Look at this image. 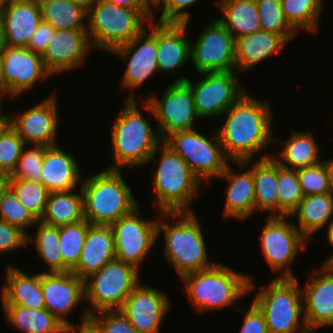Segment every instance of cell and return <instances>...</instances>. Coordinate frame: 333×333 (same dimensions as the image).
<instances>
[{
    "label": "cell",
    "mask_w": 333,
    "mask_h": 333,
    "mask_svg": "<svg viewBox=\"0 0 333 333\" xmlns=\"http://www.w3.org/2000/svg\"><path fill=\"white\" fill-rule=\"evenodd\" d=\"M329 193L333 196V159L329 160Z\"/></svg>",
    "instance_id": "obj_56"
},
{
    "label": "cell",
    "mask_w": 333,
    "mask_h": 333,
    "mask_svg": "<svg viewBox=\"0 0 333 333\" xmlns=\"http://www.w3.org/2000/svg\"><path fill=\"white\" fill-rule=\"evenodd\" d=\"M288 218L290 217L268 216L260 235L266 263L275 273L281 272L277 278H295L290 264L294 262L298 252H303L308 247L309 240Z\"/></svg>",
    "instance_id": "obj_12"
},
{
    "label": "cell",
    "mask_w": 333,
    "mask_h": 333,
    "mask_svg": "<svg viewBox=\"0 0 333 333\" xmlns=\"http://www.w3.org/2000/svg\"><path fill=\"white\" fill-rule=\"evenodd\" d=\"M6 282L1 287L2 305H18L31 309H44L45 301L40 284V273L29 275L9 264Z\"/></svg>",
    "instance_id": "obj_28"
},
{
    "label": "cell",
    "mask_w": 333,
    "mask_h": 333,
    "mask_svg": "<svg viewBox=\"0 0 333 333\" xmlns=\"http://www.w3.org/2000/svg\"><path fill=\"white\" fill-rule=\"evenodd\" d=\"M70 191L50 192L40 222L60 227L78 223L84 218L83 194Z\"/></svg>",
    "instance_id": "obj_35"
},
{
    "label": "cell",
    "mask_w": 333,
    "mask_h": 333,
    "mask_svg": "<svg viewBox=\"0 0 333 333\" xmlns=\"http://www.w3.org/2000/svg\"><path fill=\"white\" fill-rule=\"evenodd\" d=\"M27 245V235L19 228L0 220V254L19 250Z\"/></svg>",
    "instance_id": "obj_49"
},
{
    "label": "cell",
    "mask_w": 333,
    "mask_h": 333,
    "mask_svg": "<svg viewBox=\"0 0 333 333\" xmlns=\"http://www.w3.org/2000/svg\"><path fill=\"white\" fill-rule=\"evenodd\" d=\"M82 312L80 327L78 328L74 323L66 327L65 333H102L99 327L89 318L90 315L86 311V308Z\"/></svg>",
    "instance_id": "obj_53"
},
{
    "label": "cell",
    "mask_w": 333,
    "mask_h": 333,
    "mask_svg": "<svg viewBox=\"0 0 333 333\" xmlns=\"http://www.w3.org/2000/svg\"><path fill=\"white\" fill-rule=\"evenodd\" d=\"M137 104L136 100H127L122 111L116 113L110 128L113 160L107 169L141 168L163 142Z\"/></svg>",
    "instance_id": "obj_4"
},
{
    "label": "cell",
    "mask_w": 333,
    "mask_h": 333,
    "mask_svg": "<svg viewBox=\"0 0 333 333\" xmlns=\"http://www.w3.org/2000/svg\"><path fill=\"white\" fill-rule=\"evenodd\" d=\"M285 19L299 30L317 33L324 0H280Z\"/></svg>",
    "instance_id": "obj_38"
},
{
    "label": "cell",
    "mask_w": 333,
    "mask_h": 333,
    "mask_svg": "<svg viewBox=\"0 0 333 333\" xmlns=\"http://www.w3.org/2000/svg\"><path fill=\"white\" fill-rule=\"evenodd\" d=\"M283 148L273 158L282 166L290 169H300L321 162L320 148L315 137L306 132L293 131L287 140L280 144Z\"/></svg>",
    "instance_id": "obj_33"
},
{
    "label": "cell",
    "mask_w": 333,
    "mask_h": 333,
    "mask_svg": "<svg viewBox=\"0 0 333 333\" xmlns=\"http://www.w3.org/2000/svg\"><path fill=\"white\" fill-rule=\"evenodd\" d=\"M7 119H8V114L2 113V103H0V128H2L8 122Z\"/></svg>",
    "instance_id": "obj_59"
},
{
    "label": "cell",
    "mask_w": 333,
    "mask_h": 333,
    "mask_svg": "<svg viewBox=\"0 0 333 333\" xmlns=\"http://www.w3.org/2000/svg\"><path fill=\"white\" fill-rule=\"evenodd\" d=\"M192 43L190 61L197 73L236 71L235 39L218 18Z\"/></svg>",
    "instance_id": "obj_16"
},
{
    "label": "cell",
    "mask_w": 333,
    "mask_h": 333,
    "mask_svg": "<svg viewBox=\"0 0 333 333\" xmlns=\"http://www.w3.org/2000/svg\"><path fill=\"white\" fill-rule=\"evenodd\" d=\"M10 0H0V11Z\"/></svg>",
    "instance_id": "obj_61"
},
{
    "label": "cell",
    "mask_w": 333,
    "mask_h": 333,
    "mask_svg": "<svg viewBox=\"0 0 333 333\" xmlns=\"http://www.w3.org/2000/svg\"><path fill=\"white\" fill-rule=\"evenodd\" d=\"M54 32L55 29L49 23L42 20L26 48L42 55L46 50L49 40L53 37Z\"/></svg>",
    "instance_id": "obj_51"
},
{
    "label": "cell",
    "mask_w": 333,
    "mask_h": 333,
    "mask_svg": "<svg viewBox=\"0 0 333 333\" xmlns=\"http://www.w3.org/2000/svg\"><path fill=\"white\" fill-rule=\"evenodd\" d=\"M238 311L244 316L239 333H268L265 317L253 302L248 310L240 307Z\"/></svg>",
    "instance_id": "obj_50"
},
{
    "label": "cell",
    "mask_w": 333,
    "mask_h": 333,
    "mask_svg": "<svg viewBox=\"0 0 333 333\" xmlns=\"http://www.w3.org/2000/svg\"><path fill=\"white\" fill-rule=\"evenodd\" d=\"M197 1L198 0H153L154 11L155 9L160 10V6L162 10L161 16H159L157 22H189L190 12L186 9L197 3Z\"/></svg>",
    "instance_id": "obj_48"
},
{
    "label": "cell",
    "mask_w": 333,
    "mask_h": 333,
    "mask_svg": "<svg viewBox=\"0 0 333 333\" xmlns=\"http://www.w3.org/2000/svg\"><path fill=\"white\" fill-rule=\"evenodd\" d=\"M209 137L197 129L176 131L167 135L163 143L178 154L200 180L211 183L218 178L229 164L217 130Z\"/></svg>",
    "instance_id": "obj_9"
},
{
    "label": "cell",
    "mask_w": 333,
    "mask_h": 333,
    "mask_svg": "<svg viewBox=\"0 0 333 333\" xmlns=\"http://www.w3.org/2000/svg\"><path fill=\"white\" fill-rule=\"evenodd\" d=\"M252 302L265 317L268 333H308L302 288L295 278H272L261 286ZM301 318V319H300Z\"/></svg>",
    "instance_id": "obj_7"
},
{
    "label": "cell",
    "mask_w": 333,
    "mask_h": 333,
    "mask_svg": "<svg viewBox=\"0 0 333 333\" xmlns=\"http://www.w3.org/2000/svg\"><path fill=\"white\" fill-rule=\"evenodd\" d=\"M186 23L157 22V63L159 72H176L190 60L191 43L185 38Z\"/></svg>",
    "instance_id": "obj_24"
},
{
    "label": "cell",
    "mask_w": 333,
    "mask_h": 333,
    "mask_svg": "<svg viewBox=\"0 0 333 333\" xmlns=\"http://www.w3.org/2000/svg\"><path fill=\"white\" fill-rule=\"evenodd\" d=\"M28 147V148H27ZM25 146L16 168L7 178L23 179L42 183V163L45 155L44 146ZM27 148V149H26Z\"/></svg>",
    "instance_id": "obj_46"
},
{
    "label": "cell",
    "mask_w": 333,
    "mask_h": 333,
    "mask_svg": "<svg viewBox=\"0 0 333 333\" xmlns=\"http://www.w3.org/2000/svg\"><path fill=\"white\" fill-rule=\"evenodd\" d=\"M216 5L224 14L218 20L234 39L262 30L256 0H217Z\"/></svg>",
    "instance_id": "obj_32"
},
{
    "label": "cell",
    "mask_w": 333,
    "mask_h": 333,
    "mask_svg": "<svg viewBox=\"0 0 333 333\" xmlns=\"http://www.w3.org/2000/svg\"><path fill=\"white\" fill-rule=\"evenodd\" d=\"M302 289L304 319L310 331L333 326V268L321 264Z\"/></svg>",
    "instance_id": "obj_22"
},
{
    "label": "cell",
    "mask_w": 333,
    "mask_h": 333,
    "mask_svg": "<svg viewBox=\"0 0 333 333\" xmlns=\"http://www.w3.org/2000/svg\"><path fill=\"white\" fill-rule=\"evenodd\" d=\"M8 325L24 333H65L66 327L46 308L2 305Z\"/></svg>",
    "instance_id": "obj_34"
},
{
    "label": "cell",
    "mask_w": 333,
    "mask_h": 333,
    "mask_svg": "<svg viewBox=\"0 0 333 333\" xmlns=\"http://www.w3.org/2000/svg\"><path fill=\"white\" fill-rule=\"evenodd\" d=\"M89 225L90 223L85 219L59 227L63 272L72 271L77 266Z\"/></svg>",
    "instance_id": "obj_39"
},
{
    "label": "cell",
    "mask_w": 333,
    "mask_h": 333,
    "mask_svg": "<svg viewBox=\"0 0 333 333\" xmlns=\"http://www.w3.org/2000/svg\"><path fill=\"white\" fill-rule=\"evenodd\" d=\"M57 95L53 93L42 102L22 112H8L7 121L18 132L24 144L31 146L52 147L58 145Z\"/></svg>",
    "instance_id": "obj_17"
},
{
    "label": "cell",
    "mask_w": 333,
    "mask_h": 333,
    "mask_svg": "<svg viewBox=\"0 0 333 333\" xmlns=\"http://www.w3.org/2000/svg\"><path fill=\"white\" fill-rule=\"evenodd\" d=\"M79 163L60 145L45 147L41 175L42 184L50 192L74 191L82 183Z\"/></svg>",
    "instance_id": "obj_25"
},
{
    "label": "cell",
    "mask_w": 333,
    "mask_h": 333,
    "mask_svg": "<svg viewBox=\"0 0 333 333\" xmlns=\"http://www.w3.org/2000/svg\"><path fill=\"white\" fill-rule=\"evenodd\" d=\"M88 10L96 0H67Z\"/></svg>",
    "instance_id": "obj_55"
},
{
    "label": "cell",
    "mask_w": 333,
    "mask_h": 333,
    "mask_svg": "<svg viewBox=\"0 0 333 333\" xmlns=\"http://www.w3.org/2000/svg\"><path fill=\"white\" fill-rule=\"evenodd\" d=\"M3 56L0 51V93H2Z\"/></svg>",
    "instance_id": "obj_60"
},
{
    "label": "cell",
    "mask_w": 333,
    "mask_h": 333,
    "mask_svg": "<svg viewBox=\"0 0 333 333\" xmlns=\"http://www.w3.org/2000/svg\"><path fill=\"white\" fill-rule=\"evenodd\" d=\"M272 112L268 100L262 102L246 92L223 114L227 117L217 133L231 162L253 160L270 144L276 143L272 135Z\"/></svg>",
    "instance_id": "obj_1"
},
{
    "label": "cell",
    "mask_w": 333,
    "mask_h": 333,
    "mask_svg": "<svg viewBox=\"0 0 333 333\" xmlns=\"http://www.w3.org/2000/svg\"><path fill=\"white\" fill-rule=\"evenodd\" d=\"M297 174L303 196L329 192V159L297 169Z\"/></svg>",
    "instance_id": "obj_45"
},
{
    "label": "cell",
    "mask_w": 333,
    "mask_h": 333,
    "mask_svg": "<svg viewBox=\"0 0 333 333\" xmlns=\"http://www.w3.org/2000/svg\"><path fill=\"white\" fill-rule=\"evenodd\" d=\"M181 280L192 308L199 312L225 307L238 310V301L256 289L252 276L236 272L220 262L208 269L184 275Z\"/></svg>",
    "instance_id": "obj_3"
},
{
    "label": "cell",
    "mask_w": 333,
    "mask_h": 333,
    "mask_svg": "<svg viewBox=\"0 0 333 333\" xmlns=\"http://www.w3.org/2000/svg\"><path fill=\"white\" fill-rule=\"evenodd\" d=\"M115 258L114 235L111 227L90 224L78 264L72 272L84 280Z\"/></svg>",
    "instance_id": "obj_27"
},
{
    "label": "cell",
    "mask_w": 333,
    "mask_h": 333,
    "mask_svg": "<svg viewBox=\"0 0 333 333\" xmlns=\"http://www.w3.org/2000/svg\"><path fill=\"white\" fill-rule=\"evenodd\" d=\"M139 274V270L134 266L115 258L98 272L85 278L84 301L91 306L86 308L88 314L119 310L140 283Z\"/></svg>",
    "instance_id": "obj_10"
},
{
    "label": "cell",
    "mask_w": 333,
    "mask_h": 333,
    "mask_svg": "<svg viewBox=\"0 0 333 333\" xmlns=\"http://www.w3.org/2000/svg\"><path fill=\"white\" fill-rule=\"evenodd\" d=\"M288 42L279 34L258 31L235 39L236 70L247 72L278 53Z\"/></svg>",
    "instance_id": "obj_29"
},
{
    "label": "cell",
    "mask_w": 333,
    "mask_h": 333,
    "mask_svg": "<svg viewBox=\"0 0 333 333\" xmlns=\"http://www.w3.org/2000/svg\"><path fill=\"white\" fill-rule=\"evenodd\" d=\"M328 264L333 268V258L328 262Z\"/></svg>",
    "instance_id": "obj_63"
},
{
    "label": "cell",
    "mask_w": 333,
    "mask_h": 333,
    "mask_svg": "<svg viewBox=\"0 0 333 333\" xmlns=\"http://www.w3.org/2000/svg\"><path fill=\"white\" fill-rule=\"evenodd\" d=\"M160 152L162 155L158 161L156 153ZM151 162L159 164L155 172L151 171L159 212H194L190 204L201 189L202 182L187 163L163 142L150 156L147 165Z\"/></svg>",
    "instance_id": "obj_6"
},
{
    "label": "cell",
    "mask_w": 333,
    "mask_h": 333,
    "mask_svg": "<svg viewBox=\"0 0 333 333\" xmlns=\"http://www.w3.org/2000/svg\"><path fill=\"white\" fill-rule=\"evenodd\" d=\"M25 146L23 139L9 122L0 129V177L12 174Z\"/></svg>",
    "instance_id": "obj_43"
},
{
    "label": "cell",
    "mask_w": 333,
    "mask_h": 333,
    "mask_svg": "<svg viewBox=\"0 0 333 333\" xmlns=\"http://www.w3.org/2000/svg\"><path fill=\"white\" fill-rule=\"evenodd\" d=\"M2 56V94H8L10 99L19 98L24 92L31 90L37 81L52 77L44 67L41 55L26 47L6 45Z\"/></svg>",
    "instance_id": "obj_18"
},
{
    "label": "cell",
    "mask_w": 333,
    "mask_h": 333,
    "mask_svg": "<svg viewBox=\"0 0 333 333\" xmlns=\"http://www.w3.org/2000/svg\"><path fill=\"white\" fill-rule=\"evenodd\" d=\"M158 214L157 239L163 233V252L180 279L217 263L209 261L204 233L194 212ZM169 218L173 220L172 224L168 222Z\"/></svg>",
    "instance_id": "obj_2"
},
{
    "label": "cell",
    "mask_w": 333,
    "mask_h": 333,
    "mask_svg": "<svg viewBox=\"0 0 333 333\" xmlns=\"http://www.w3.org/2000/svg\"><path fill=\"white\" fill-rule=\"evenodd\" d=\"M142 106L151 116L158 120V128L162 139L167 135L184 130H193L197 115L193 95L185 82H174L165 89L160 99L143 98Z\"/></svg>",
    "instance_id": "obj_14"
},
{
    "label": "cell",
    "mask_w": 333,
    "mask_h": 333,
    "mask_svg": "<svg viewBox=\"0 0 333 333\" xmlns=\"http://www.w3.org/2000/svg\"><path fill=\"white\" fill-rule=\"evenodd\" d=\"M3 98H5V95L0 93V103H2Z\"/></svg>",
    "instance_id": "obj_62"
},
{
    "label": "cell",
    "mask_w": 333,
    "mask_h": 333,
    "mask_svg": "<svg viewBox=\"0 0 333 333\" xmlns=\"http://www.w3.org/2000/svg\"><path fill=\"white\" fill-rule=\"evenodd\" d=\"M170 306L166 293L143 285L140 281L119 311L135 327L137 333H159Z\"/></svg>",
    "instance_id": "obj_19"
},
{
    "label": "cell",
    "mask_w": 333,
    "mask_h": 333,
    "mask_svg": "<svg viewBox=\"0 0 333 333\" xmlns=\"http://www.w3.org/2000/svg\"><path fill=\"white\" fill-rule=\"evenodd\" d=\"M7 177H0V204L3 192L8 188Z\"/></svg>",
    "instance_id": "obj_57"
},
{
    "label": "cell",
    "mask_w": 333,
    "mask_h": 333,
    "mask_svg": "<svg viewBox=\"0 0 333 333\" xmlns=\"http://www.w3.org/2000/svg\"><path fill=\"white\" fill-rule=\"evenodd\" d=\"M262 31L281 35L288 43L297 31L285 19L280 0H256Z\"/></svg>",
    "instance_id": "obj_42"
},
{
    "label": "cell",
    "mask_w": 333,
    "mask_h": 333,
    "mask_svg": "<svg viewBox=\"0 0 333 333\" xmlns=\"http://www.w3.org/2000/svg\"><path fill=\"white\" fill-rule=\"evenodd\" d=\"M40 284L45 308L65 327L73 325L66 317L84 299V280L72 271L41 272Z\"/></svg>",
    "instance_id": "obj_21"
},
{
    "label": "cell",
    "mask_w": 333,
    "mask_h": 333,
    "mask_svg": "<svg viewBox=\"0 0 333 333\" xmlns=\"http://www.w3.org/2000/svg\"><path fill=\"white\" fill-rule=\"evenodd\" d=\"M149 23L136 9L96 0L87 10V33L93 48L111 53L129 43Z\"/></svg>",
    "instance_id": "obj_8"
},
{
    "label": "cell",
    "mask_w": 333,
    "mask_h": 333,
    "mask_svg": "<svg viewBox=\"0 0 333 333\" xmlns=\"http://www.w3.org/2000/svg\"><path fill=\"white\" fill-rule=\"evenodd\" d=\"M84 218L93 225L110 226L139 205L119 169H104L83 177Z\"/></svg>",
    "instance_id": "obj_5"
},
{
    "label": "cell",
    "mask_w": 333,
    "mask_h": 333,
    "mask_svg": "<svg viewBox=\"0 0 333 333\" xmlns=\"http://www.w3.org/2000/svg\"><path fill=\"white\" fill-rule=\"evenodd\" d=\"M328 231H327V240H328V244L332 245L333 247V218L329 221L328 223ZM333 258V252L332 254L330 255V257H327V260L324 261V263H328L331 259Z\"/></svg>",
    "instance_id": "obj_54"
},
{
    "label": "cell",
    "mask_w": 333,
    "mask_h": 333,
    "mask_svg": "<svg viewBox=\"0 0 333 333\" xmlns=\"http://www.w3.org/2000/svg\"><path fill=\"white\" fill-rule=\"evenodd\" d=\"M138 10L148 21L155 20L153 0H99Z\"/></svg>",
    "instance_id": "obj_52"
},
{
    "label": "cell",
    "mask_w": 333,
    "mask_h": 333,
    "mask_svg": "<svg viewBox=\"0 0 333 333\" xmlns=\"http://www.w3.org/2000/svg\"><path fill=\"white\" fill-rule=\"evenodd\" d=\"M236 71L203 72L195 84L187 77H178L174 82H185L193 95L200 119L220 118L247 90L238 82ZM220 116V117H219Z\"/></svg>",
    "instance_id": "obj_11"
},
{
    "label": "cell",
    "mask_w": 333,
    "mask_h": 333,
    "mask_svg": "<svg viewBox=\"0 0 333 333\" xmlns=\"http://www.w3.org/2000/svg\"><path fill=\"white\" fill-rule=\"evenodd\" d=\"M147 26L129 43L116 47L111 53L126 63L121 87L129 90L127 100H136L134 90L158 72L157 21ZM147 30L149 32H147Z\"/></svg>",
    "instance_id": "obj_13"
},
{
    "label": "cell",
    "mask_w": 333,
    "mask_h": 333,
    "mask_svg": "<svg viewBox=\"0 0 333 333\" xmlns=\"http://www.w3.org/2000/svg\"><path fill=\"white\" fill-rule=\"evenodd\" d=\"M36 224L35 234L27 235V244H33L39 259L48 265L49 271L44 272H63L59 227L50 226L40 221H37Z\"/></svg>",
    "instance_id": "obj_37"
},
{
    "label": "cell",
    "mask_w": 333,
    "mask_h": 333,
    "mask_svg": "<svg viewBox=\"0 0 333 333\" xmlns=\"http://www.w3.org/2000/svg\"><path fill=\"white\" fill-rule=\"evenodd\" d=\"M5 39H4V30H3V24L0 19V51H3L5 49Z\"/></svg>",
    "instance_id": "obj_58"
},
{
    "label": "cell",
    "mask_w": 333,
    "mask_h": 333,
    "mask_svg": "<svg viewBox=\"0 0 333 333\" xmlns=\"http://www.w3.org/2000/svg\"><path fill=\"white\" fill-rule=\"evenodd\" d=\"M278 216H290L303 199L296 169L277 162Z\"/></svg>",
    "instance_id": "obj_40"
},
{
    "label": "cell",
    "mask_w": 333,
    "mask_h": 333,
    "mask_svg": "<svg viewBox=\"0 0 333 333\" xmlns=\"http://www.w3.org/2000/svg\"><path fill=\"white\" fill-rule=\"evenodd\" d=\"M38 1L42 20L55 30H87V10L82 6L67 0Z\"/></svg>",
    "instance_id": "obj_36"
},
{
    "label": "cell",
    "mask_w": 333,
    "mask_h": 333,
    "mask_svg": "<svg viewBox=\"0 0 333 333\" xmlns=\"http://www.w3.org/2000/svg\"><path fill=\"white\" fill-rule=\"evenodd\" d=\"M5 44L27 47L42 21L38 0H10L0 11Z\"/></svg>",
    "instance_id": "obj_23"
},
{
    "label": "cell",
    "mask_w": 333,
    "mask_h": 333,
    "mask_svg": "<svg viewBox=\"0 0 333 333\" xmlns=\"http://www.w3.org/2000/svg\"><path fill=\"white\" fill-rule=\"evenodd\" d=\"M243 172L234 173L228 164L225 171L218 177L227 181L225 217L248 219L255 212V189L252 171L243 162H231ZM247 167V169H245Z\"/></svg>",
    "instance_id": "obj_26"
},
{
    "label": "cell",
    "mask_w": 333,
    "mask_h": 333,
    "mask_svg": "<svg viewBox=\"0 0 333 333\" xmlns=\"http://www.w3.org/2000/svg\"><path fill=\"white\" fill-rule=\"evenodd\" d=\"M0 220L19 228L26 235H29L27 228L34 227L37 220L21 204L14 191L8 187L2 195L0 204ZM27 227V228H26Z\"/></svg>",
    "instance_id": "obj_44"
},
{
    "label": "cell",
    "mask_w": 333,
    "mask_h": 333,
    "mask_svg": "<svg viewBox=\"0 0 333 333\" xmlns=\"http://www.w3.org/2000/svg\"><path fill=\"white\" fill-rule=\"evenodd\" d=\"M139 212L140 204L110 225L114 235L116 259L138 270L158 240V218L148 221Z\"/></svg>",
    "instance_id": "obj_15"
},
{
    "label": "cell",
    "mask_w": 333,
    "mask_h": 333,
    "mask_svg": "<svg viewBox=\"0 0 333 333\" xmlns=\"http://www.w3.org/2000/svg\"><path fill=\"white\" fill-rule=\"evenodd\" d=\"M252 171L255 189V212H267L278 216L277 161L265 153L257 162L242 161ZM253 165V166H252ZM252 167V168H251Z\"/></svg>",
    "instance_id": "obj_30"
},
{
    "label": "cell",
    "mask_w": 333,
    "mask_h": 333,
    "mask_svg": "<svg viewBox=\"0 0 333 333\" xmlns=\"http://www.w3.org/2000/svg\"><path fill=\"white\" fill-rule=\"evenodd\" d=\"M7 182L21 204L39 221L44 213L50 191L41 182L16 178H7Z\"/></svg>",
    "instance_id": "obj_41"
},
{
    "label": "cell",
    "mask_w": 333,
    "mask_h": 333,
    "mask_svg": "<svg viewBox=\"0 0 333 333\" xmlns=\"http://www.w3.org/2000/svg\"><path fill=\"white\" fill-rule=\"evenodd\" d=\"M92 49L87 30H55L41 57L54 76L81 67Z\"/></svg>",
    "instance_id": "obj_20"
},
{
    "label": "cell",
    "mask_w": 333,
    "mask_h": 333,
    "mask_svg": "<svg viewBox=\"0 0 333 333\" xmlns=\"http://www.w3.org/2000/svg\"><path fill=\"white\" fill-rule=\"evenodd\" d=\"M89 318L102 333H137L135 327L119 310H105L93 313Z\"/></svg>",
    "instance_id": "obj_47"
},
{
    "label": "cell",
    "mask_w": 333,
    "mask_h": 333,
    "mask_svg": "<svg viewBox=\"0 0 333 333\" xmlns=\"http://www.w3.org/2000/svg\"><path fill=\"white\" fill-rule=\"evenodd\" d=\"M297 215V229L308 240L316 232L323 229L333 218V196L324 194L307 195L289 216Z\"/></svg>",
    "instance_id": "obj_31"
}]
</instances>
